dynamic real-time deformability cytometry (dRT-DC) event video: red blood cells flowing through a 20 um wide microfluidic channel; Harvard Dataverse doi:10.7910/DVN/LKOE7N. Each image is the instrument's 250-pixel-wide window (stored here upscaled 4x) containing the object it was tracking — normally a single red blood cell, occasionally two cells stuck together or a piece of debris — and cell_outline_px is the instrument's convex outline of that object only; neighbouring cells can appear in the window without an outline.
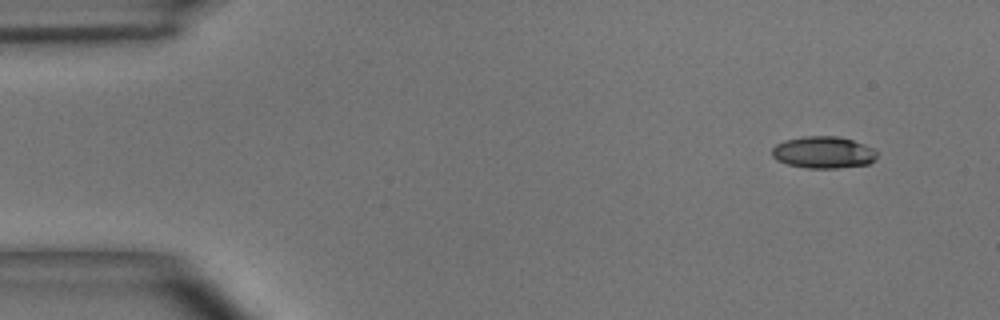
{"species": "common noctule bat (a hibernating species)", "species_latin": "Nyctalus noctula", "temperature_condition": "room temperature", "stored_images_in_passage": 9, "camera_frame_rate_fps": 3000, "um_per_image_px": 0.085, "animal": {"sex": "male", "body_mass_g": 15.6}, "frame": {"image": 1, "passage_image": 1, "time_ms": 0.0, "image_size_px": [1000, 320], "cell_outline_px": [[876, 156], [868, 164], [836, 168], [808, 168], [788, 164], [776, 160], [772, 156], [772, 148], [776, 144], [784, 140], [804, 136], [836, 136], [852, 140], [864, 144], [872, 148], [876, 152]], "centroid_in_image_um": [69.94, 12.94], "position_along_channel_um": 15.1, "area_um2": 19.36}}